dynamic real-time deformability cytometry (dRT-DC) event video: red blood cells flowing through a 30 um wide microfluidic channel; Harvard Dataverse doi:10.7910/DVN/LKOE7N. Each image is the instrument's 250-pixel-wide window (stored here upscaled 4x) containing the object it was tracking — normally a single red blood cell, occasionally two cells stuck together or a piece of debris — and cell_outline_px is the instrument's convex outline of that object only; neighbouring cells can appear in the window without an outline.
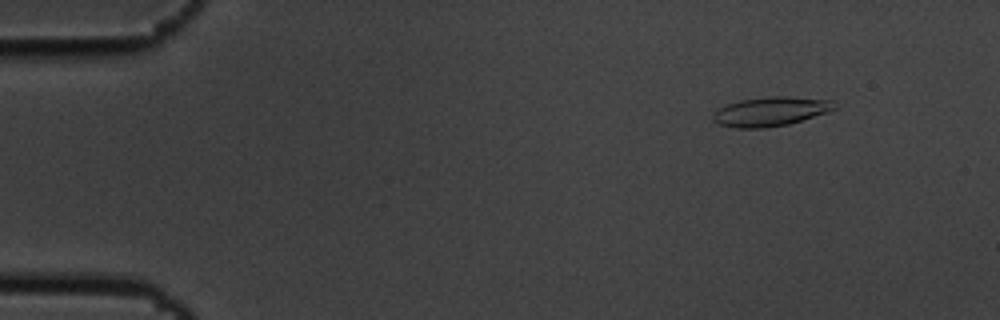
{"species": "common noctule bat (a hibernating species)", "species_latin": "Nyctalus noctula", "temperature_condition": "cold", "stored_images_in_passage": 55, "camera_frame_rate_fps": 3000, "um_per_image_px": 0.085, "animal": {"sex": "male", "body_mass_g": 19.5, "forearm_length_mm": 54.6}, "frame": {"image": 1, "passage_image": 6, "time_ms": 1.667, "image_size_px": [1000, 320], "cell_outline_px": [[836, 108], [828, 112], [788, 124], [764, 128], [736, 128], [716, 124], [712, 120], [712, 116], [720, 108], [728, 104], [740, 100], [768, 96], [788, 96], [832, 100], [836, 104]], "centroid_in_image_um": [65.5, 9.47], "position_along_channel_um": 19.5, "area_um2": 20.69}}
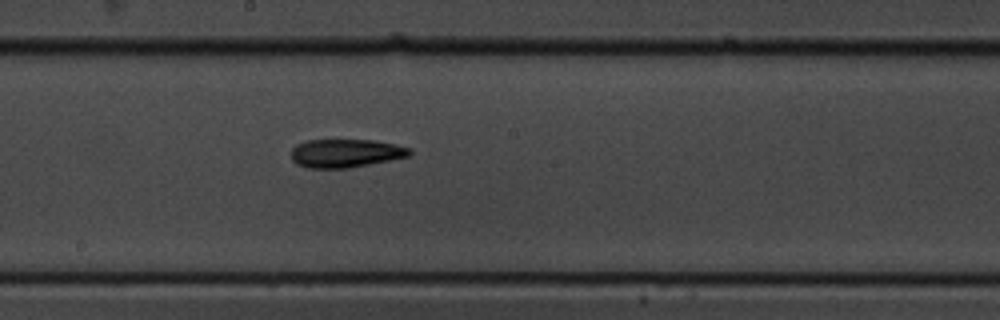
{"frame": {"image": 2, "passage_image": 30, "time_ms": 9.667, "image_size_px": [1000, 320], "cell_outline_px": [[412, 152], [408, 156], [348, 168], [308, 168], [296, 164], [292, 160], [292, 148], [296, 144], [304, 140], [372, 140], [396, 144], [412, 148]], "centroid_in_image_um": [29.35, 13.01], "position_along_channel_um": 218.8, "area_um2": 19.59}}
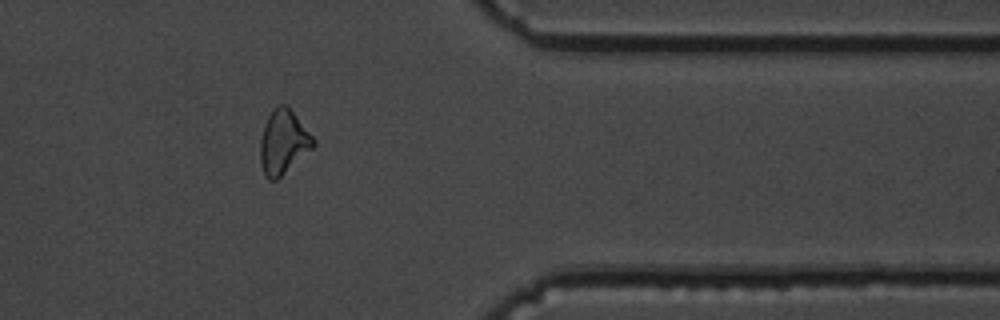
{"frame": {"image": 3, "passage_image": 45, "time_ms": 14.667, "image_size_px": [1000, 320], "cell_outline_px": [[316, 144], [312, 148], [276, 180], [268, 180], [264, 176], [260, 164], [260, 140], [264, 124], [268, 116], [280, 104], [284, 104], [292, 112], [316, 140]], "centroid_in_image_um": [24.05, 12.11], "position_along_channel_um": 387.3, "area_um2": 19.42}, "authors_computed_cell_mechanics": {"area_um2": 19.941, "velocity_mm_per_s": 3.6519, "shape_relaxation_time_tau1_ms": 4.9961, "shape_relaxation_time_tau2_ms": 10.1222, "deformation_change_tau1": 0.1576, "deformation_change_tau2": 0.2014}}